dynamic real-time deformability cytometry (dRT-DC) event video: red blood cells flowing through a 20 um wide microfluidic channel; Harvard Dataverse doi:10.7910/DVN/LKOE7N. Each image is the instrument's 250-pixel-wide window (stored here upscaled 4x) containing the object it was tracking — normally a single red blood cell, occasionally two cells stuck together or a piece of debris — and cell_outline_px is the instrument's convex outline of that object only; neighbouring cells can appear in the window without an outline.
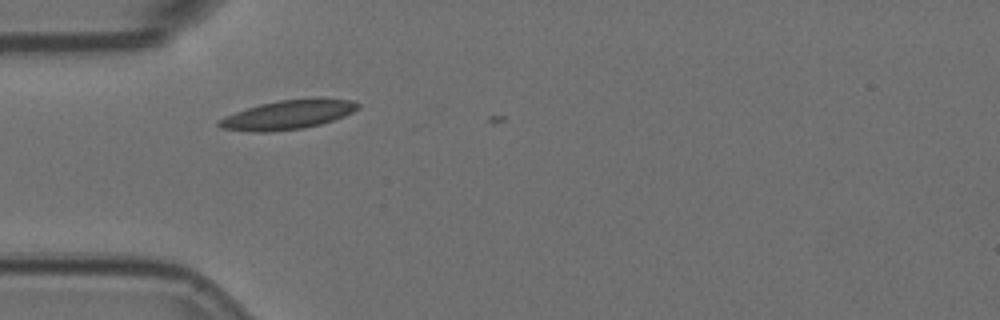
{"species": "Egyptian fruit bat (a non-hibernating species)", "species_latin": "Rousettus aegyptiacus", "temperature_condition": "room temperature", "stored_images_in_passage": 4, "camera_frame_rate_fps": 3000, "um_per_image_px": 0.085, "animal": {"sex": "female"}, "frame": {"image": 1, "passage_image": 3, "time_ms": 0.667, "image_size_px": [1000, 320], "cell_outline_px": [[360, 108], [344, 116], [320, 124], [304, 128], [268, 132], [252, 132], [220, 128], [216, 124], [224, 116], [260, 104], [280, 100], [352, 100], [360, 104]], "centroid_in_image_um": [24.41, 9.79], "position_along_channel_um": 60.6, "area_um2": 22.89}}